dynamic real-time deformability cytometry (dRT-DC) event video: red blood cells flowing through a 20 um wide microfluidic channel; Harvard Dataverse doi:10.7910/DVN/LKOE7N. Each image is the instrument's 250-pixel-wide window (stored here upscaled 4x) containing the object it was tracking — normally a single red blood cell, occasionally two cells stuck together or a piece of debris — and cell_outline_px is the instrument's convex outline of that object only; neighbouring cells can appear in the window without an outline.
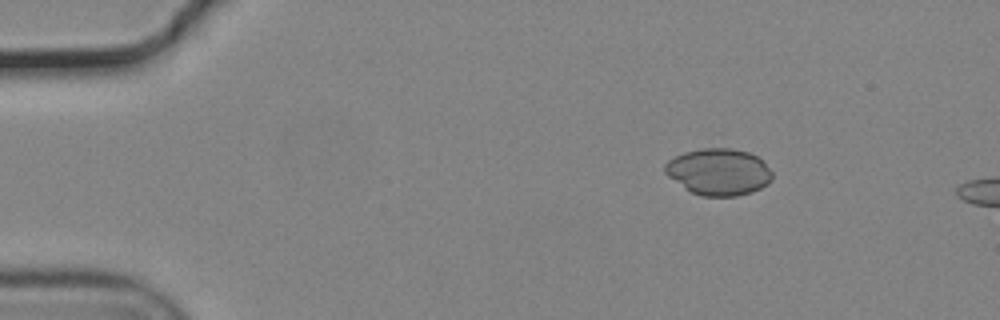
{"species": "common noctule bat (a hibernating species)", "species_latin": "Nyctalus noctula", "temperature_condition": "cold", "stored_images_in_passage": 5, "camera_frame_rate_fps": 3000, "um_per_image_px": 0.085, "animal": {"sex": "male", "body_mass_g": 19.2, "forearm_length_mm": 51.8}, "frame": {"image": 1, "passage_image": 1, "time_ms": 0.0, "image_size_px": [1000, 320], "cell_outline_px": [[772, 180], [768, 184], [752, 192], [736, 196], [700, 196], [684, 188], [668, 176], [664, 172], [664, 164], [668, 160], [684, 152], [704, 148], [728, 148], [748, 152], [764, 160], [772, 172]], "centroid_in_image_um": [61.09, 14.61], "position_along_channel_um": 23.9, "area_um2": 29.3}}